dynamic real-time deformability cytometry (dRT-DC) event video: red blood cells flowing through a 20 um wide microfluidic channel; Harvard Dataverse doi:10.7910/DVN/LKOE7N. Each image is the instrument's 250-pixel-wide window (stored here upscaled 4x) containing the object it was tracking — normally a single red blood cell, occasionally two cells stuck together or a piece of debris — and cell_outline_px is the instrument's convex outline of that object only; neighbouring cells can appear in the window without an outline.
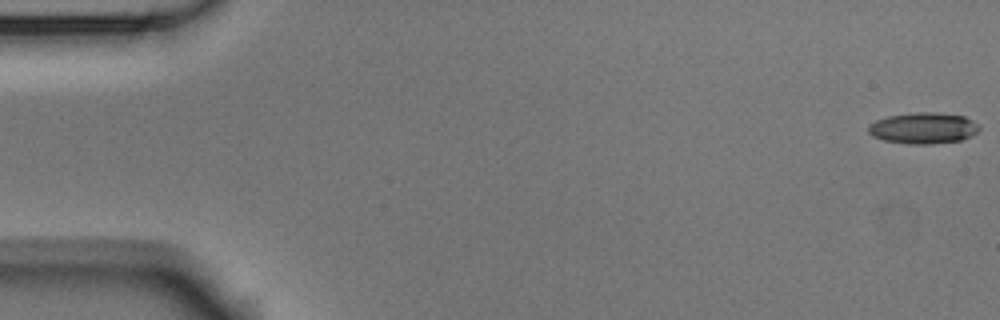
{"species": "Egyptian fruit bat (a non-hibernating species)", "species_latin": "Rousettus aegyptiacus", "temperature_condition": "room temperature", "stored_images_in_passage": 6, "camera_frame_rate_fps": 3000, "um_per_image_px": 0.085, "animal": {"sex": "male"}, "frame": {"image": 1, "passage_image": 1, "time_ms": 0.0, "image_size_px": [1000, 320], "cell_outline_px": [[980, 128], [972, 136], [960, 140], [932, 144], [908, 144], [884, 140], [872, 136], [868, 132], [868, 124], [876, 120], [888, 116], [916, 112], [936, 112], [964, 116], [972, 120]], "centroid_in_image_um": [78.46, 10.89], "position_along_channel_um": 6.5, "area_um2": 20.17}}
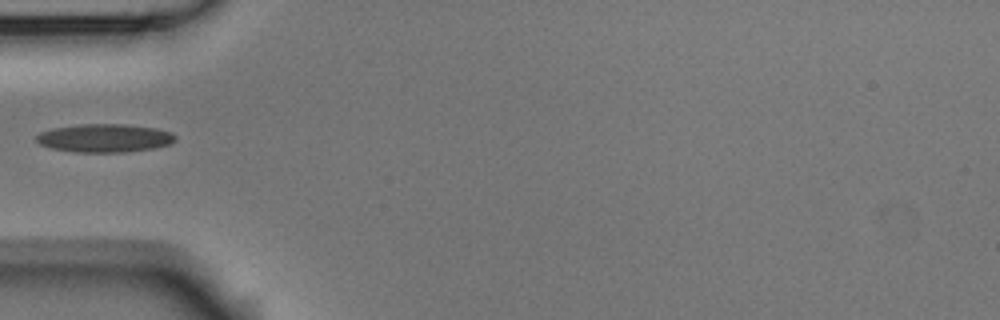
{"frame": {"image": 2, "passage_image": 5, "time_ms": 1.333, "image_size_px": [1000, 320], "cell_outline_px": [[176, 140], [168, 144], [152, 148], [124, 152], [76, 152], [52, 148], [40, 144], [36, 140], [36, 136], [40, 132], [52, 128], [84, 124], [124, 124], [156, 128], [172, 132], [176, 136]], "centroid_in_image_um": [8.89, 11.73], "position_along_channel_um": 76.1, "area_um2": 22.77}}
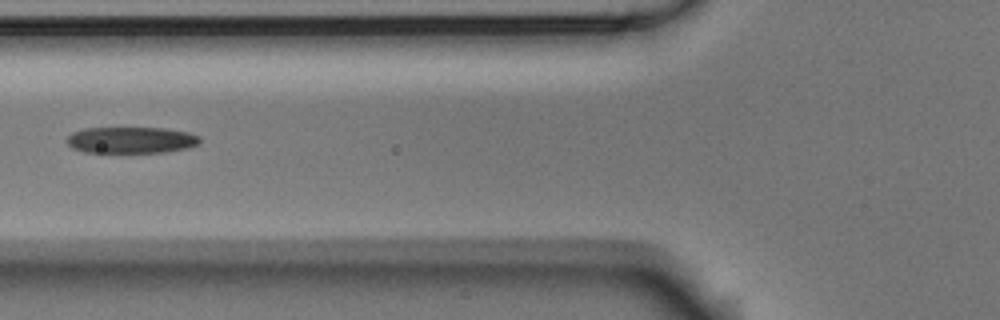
{"frame": {"image": 3, "passage_image": 6, "time_ms": 1.667, "image_size_px": [1000, 320], "cell_outline_px": [[200, 144], [188, 148], [164, 152], [84, 152], [72, 148], [64, 140], [72, 132], [84, 128], [164, 128], [188, 132], [200, 136]], "centroid_in_image_um": [11.14, 11.9], "position_along_channel_um": 114.7, "area_um2": 20.58}}